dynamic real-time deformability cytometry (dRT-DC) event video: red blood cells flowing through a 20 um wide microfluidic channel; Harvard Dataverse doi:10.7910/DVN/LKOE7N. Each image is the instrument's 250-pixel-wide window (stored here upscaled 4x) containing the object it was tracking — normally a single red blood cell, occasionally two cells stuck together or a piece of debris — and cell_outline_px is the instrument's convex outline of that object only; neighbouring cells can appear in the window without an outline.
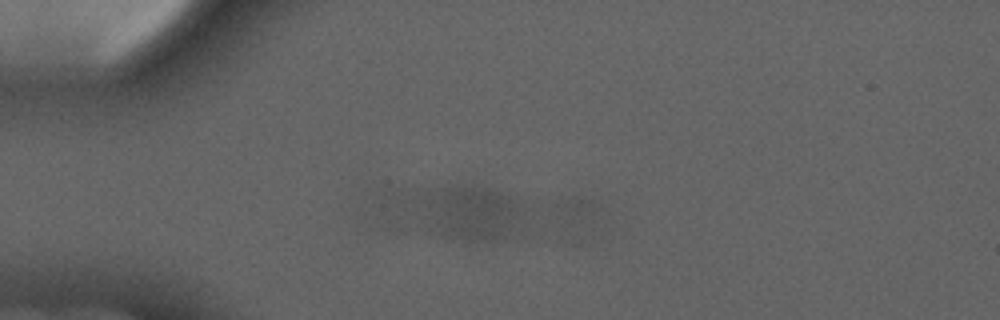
{"species": "common noctule bat (a hibernating species)", "species_latin": "Nyctalus noctula", "temperature_condition": "cold", "stored_images_in_passage": 3, "camera_frame_rate_fps": 3000, "um_per_image_px": 0.085, "animal": {"sex": "male", "forearm_length_mm": 52.5}, "frame": {"image": 1, "passage_image": 2, "time_ms": 1.333, "image_size_px": [1000, 320], "cell_outline_px": [[600, 216], [584, 240], [580, 244], [572, 244], [556, 240], [552, 204], [560, 200], [580, 196], [592, 200], [600, 204]], "centroid_in_image_um": [48.86, 18.6], "position_along_channel_um": 36.1, "area_um2": 12.72}}